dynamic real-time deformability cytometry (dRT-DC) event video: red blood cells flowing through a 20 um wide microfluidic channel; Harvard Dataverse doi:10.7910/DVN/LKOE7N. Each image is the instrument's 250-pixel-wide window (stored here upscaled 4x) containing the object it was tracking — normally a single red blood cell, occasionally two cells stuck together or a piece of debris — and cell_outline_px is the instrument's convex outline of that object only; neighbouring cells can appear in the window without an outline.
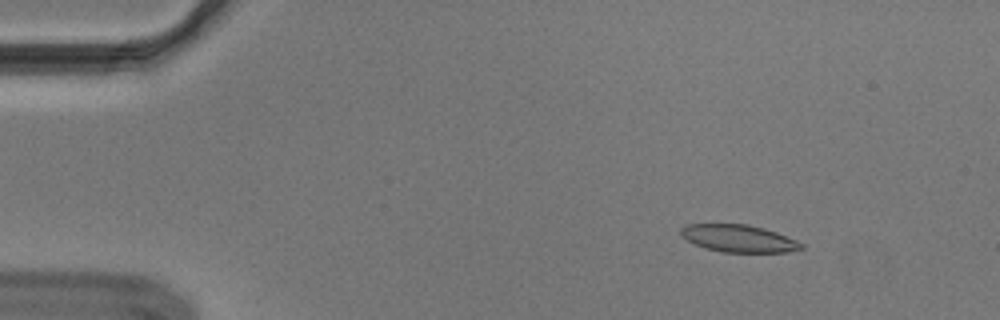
{"species": "Egyptian fruit bat (a non-hibernating species)", "species_latin": "Rousettus aegyptiacus", "temperature_condition": "cold", "stored_images_in_passage": 55, "camera_frame_rate_fps": 3000, "um_per_image_px": 0.085, "animal": {"sex": "male"}, "frame": {"image": 1, "passage_image": 8, "time_ms": 2.333, "image_size_px": [1000, 320], "cell_outline_px": [[804, 248], [788, 252], [724, 252], [708, 248], [696, 244], [688, 240], [680, 232], [680, 228], [688, 224], [748, 224], [764, 228], [776, 232], [796, 240], [804, 244]], "centroid_in_image_um": [62.83, 20.26], "position_along_channel_um": 22.2, "area_um2": 18.96}}
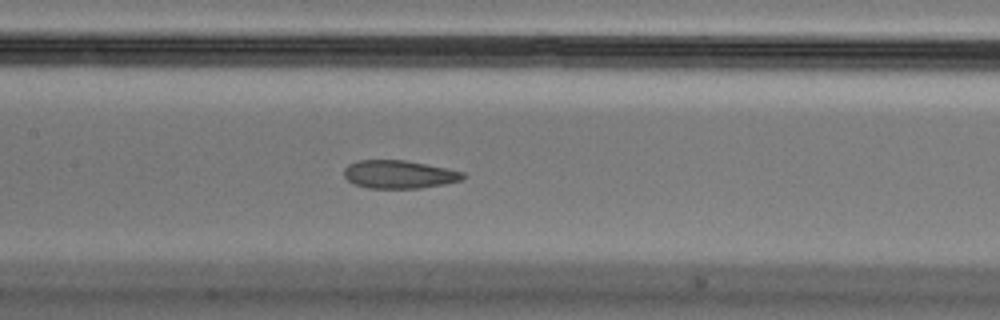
{"frame": {"image": 2, "passage_image": 27, "time_ms": 8.667, "image_size_px": [1000, 320], "cell_outline_px": [[468, 176], [460, 180], [444, 184], [420, 188], [368, 188], [356, 184], [348, 180], [344, 176], [344, 168], [348, 164], [356, 160], [404, 160], [464, 172]], "centroid_in_image_um": [33.9, 14.82], "position_along_channel_um": 173.5, "area_um2": 19.36}}
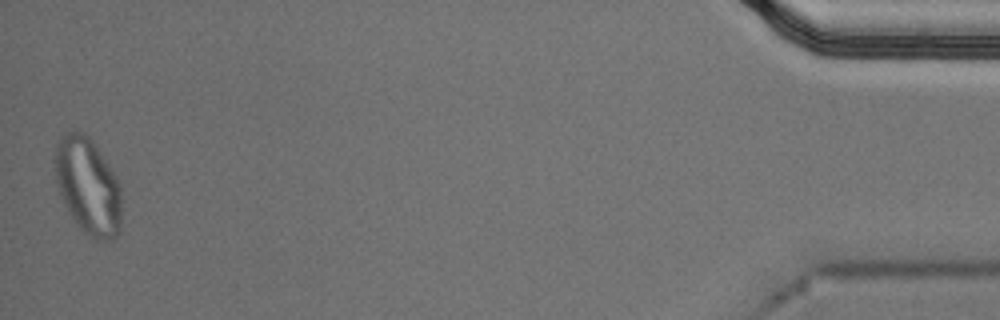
{"frame": {"image": 3, "passage_image": 55, "time_ms": 18.0, "image_size_px": [1000, 320], "cell_outline_px": [[120, 232], [112, 240], [92, 240], [80, 228], [64, 204], [60, 196], [56, 180], [52, 160], [56, 144], [60, 136], [68, 132], [84, 132], [92, 140], [112, 168], [120, 184]], "centroid_in_image_um": [7.45, 15.8], "position_along_channel_um": 427.7, "area_um2": 37.97}, "authors_computed_cell_mechanics": {"area_um2": 20.4034, "velocity_mm_per_s": 3.6577, "shape_relaxation_time_tau1_ms": null, "shape_relaxation_time_tau2_ms": 1.1724, "deformation_change_tau1": null, "deformation_change_tau2": 0.0676}}